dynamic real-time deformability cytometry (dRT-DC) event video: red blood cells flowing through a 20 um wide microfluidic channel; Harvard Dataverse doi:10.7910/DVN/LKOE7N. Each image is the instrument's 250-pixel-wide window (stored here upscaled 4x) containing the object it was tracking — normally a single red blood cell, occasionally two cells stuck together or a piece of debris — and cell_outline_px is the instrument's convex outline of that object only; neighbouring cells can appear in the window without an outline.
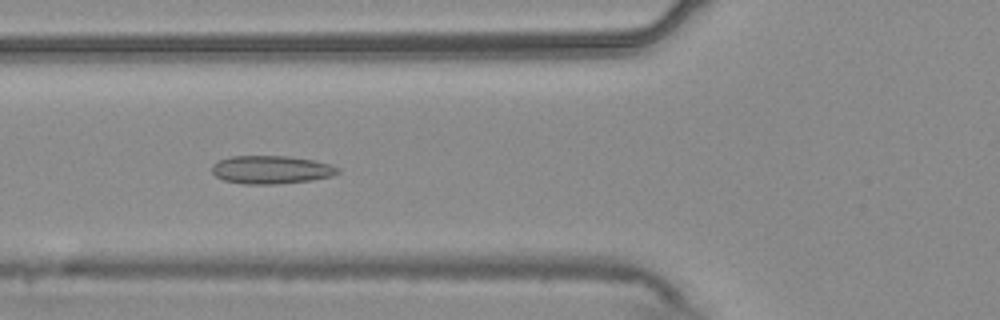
{"species": "common noctule bat (a hibernating species)", "species_latin": "Nyctalus noctula", "temperature_condition": "warm", "stored_images_in_passage": 47, "camera_frame_rate_fps": 3000, "um_per_image_px": 0.085, "animal": {"sex": "male", "body_mass_g": 20.4}, "frame": {"image": 1, "passage_image": 13, "time_ms": 4.0, "image_size_px": [1000, 320], "cell_outline_px": [[340, 172], [332, 176], [312, 180], [276, 184], [244, 184], [224, 180], [216, 176], [212, 172], [212, 164], [220, 160], [232, 156], [288, 156], [312, 160], [328, 164], [340, 168]], "centroid_in_image_um": [23.05, 14.43], "position_along_channel_um": 102.7, "area_um2": 20.58}}
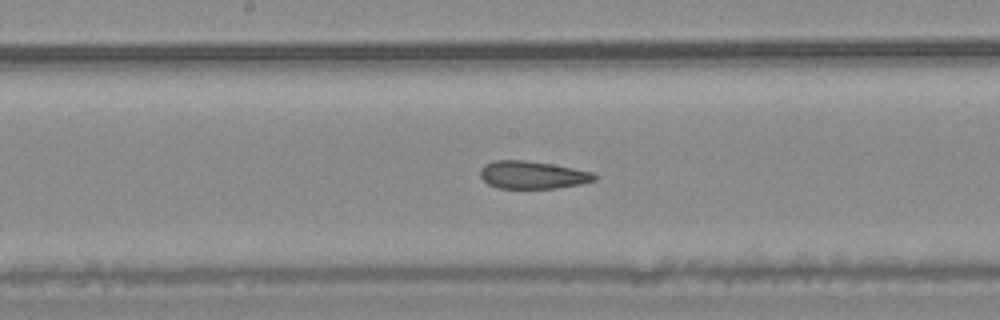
{"frame": {"image": 2, "passage_image": 21, "time_ms": 6.667, "image_size_px": [1000, 320], "cell_outline_px": [[596, 180], [580, 184], [556, 188], [496, 188], [488, 184], [480, 176], [480, 168], [484, 164], [492, 160], [524, 160], [552, 164], [592, 172], [596, 176]], "centroid_in_image_um": [45.22, 14.86], "position_along_channel_um": 203.0, "area_um2": 18.44}}
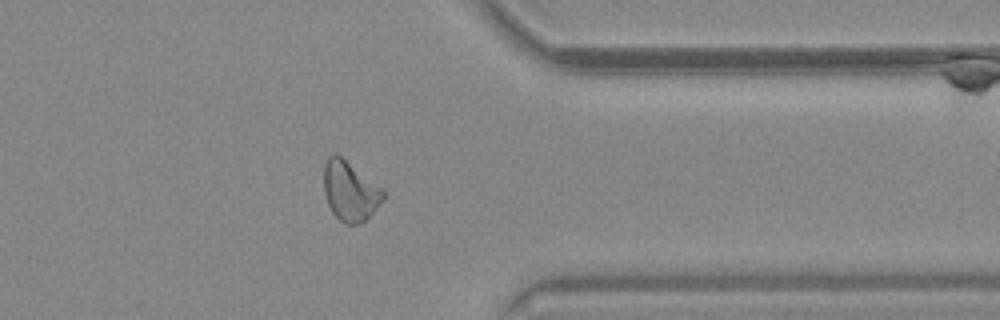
{"frame": {"image": 3, "passage_image": 36, "time_ms": 11.667, "image_size_px": [1000, 320], "cell_outline_px": [[384, 200], [360, 224], [344, 224], [332, 212], [328, 204], [324, 192], [324, 164], [328, 156], [336, 152], [384, 188]], "centroid_in_image_um": [29.75, 16.21], "position_along_channel_um": 381.6, "area_um2": 20.81}, "authors_computed_cell_mechanics": {"area_um2": 20.519, "velocity_mm_per_s": 3.7418, "shape_relaxation_time_tau1_ms": null, "shape_relaxation_time_tau2_ms": 2.8982, "deformation_change_tau1": null, "deformation_change_tau2": 0.1053}}